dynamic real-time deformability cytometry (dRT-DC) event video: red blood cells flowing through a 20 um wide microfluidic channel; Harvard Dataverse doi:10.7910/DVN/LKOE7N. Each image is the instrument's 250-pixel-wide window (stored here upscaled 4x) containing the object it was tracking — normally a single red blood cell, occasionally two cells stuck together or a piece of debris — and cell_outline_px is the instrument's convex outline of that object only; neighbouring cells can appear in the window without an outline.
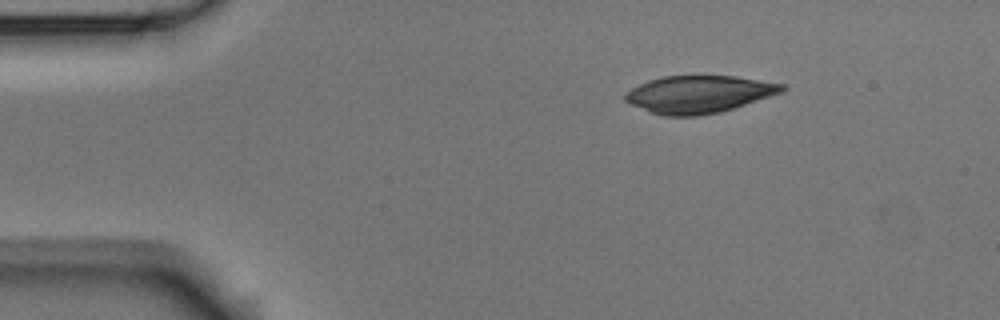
{"species": "Egyptian fruit bat (a non-hibernating species)", "species_latin": "Rousettus aegyptiacus", "temperature_condition": "room temperature", "stored_images_in_passage": 3, "camera_frame_rate_fps": 3000, "um_per_image_px": 0.085, "animal": {"sex": "male"}, "frame": {"image": 1, "passage_image": 1, "time_ms": 0.0, "image_size_px": [1000, 320], "cell_outline_px": [[788, 88], [784, 92], [720, 112], [700, 116], [664, 116], [652, 112], [632, 104], [624, 100], [624, 92], [648, 80], [664, 76], [736, 76], [788, 84]], "centroid_in_image_um": [59.46, 8.0], "position_along_channel_um": 25.5, "area_um2": 34.28}}